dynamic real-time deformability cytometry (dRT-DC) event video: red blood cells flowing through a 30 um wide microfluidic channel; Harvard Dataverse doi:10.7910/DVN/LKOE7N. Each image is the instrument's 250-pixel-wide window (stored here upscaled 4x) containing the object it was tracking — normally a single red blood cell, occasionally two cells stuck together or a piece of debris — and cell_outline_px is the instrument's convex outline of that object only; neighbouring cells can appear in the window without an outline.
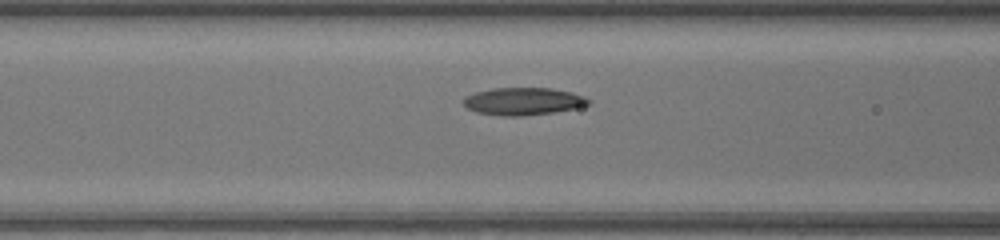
{"species": "common noctule bat (a hibernating species)", "species_latin": "Nyctalus noctula", "temperature_condition": "warm", "stored_images_in_passage": 6, "camera_frame_rate_fps": 3000, "um_per_image_px": 0.085, "animal": {"sex": "female", "body_mass_g": 17.0, "forearm_length_mm": 48.0}, "frame": {"image": 1, "passage_image": 4, "time_ms": 1.0, "image_size_px": [1000, 240], "cell_outline_px": [[592, 100], [588, 104], [572, 108], [552, 112], [520, 116], [504, 116], [476, 112], [468, 108], [464, 104], [464, 96], [476, 92], [492, 88], [552, 88], [572, 92], [584, 96]], "centroid_in_image_um": [44.46, 8.6], "position_along_channel_um": 122.1, "area_um2": 19.83}}